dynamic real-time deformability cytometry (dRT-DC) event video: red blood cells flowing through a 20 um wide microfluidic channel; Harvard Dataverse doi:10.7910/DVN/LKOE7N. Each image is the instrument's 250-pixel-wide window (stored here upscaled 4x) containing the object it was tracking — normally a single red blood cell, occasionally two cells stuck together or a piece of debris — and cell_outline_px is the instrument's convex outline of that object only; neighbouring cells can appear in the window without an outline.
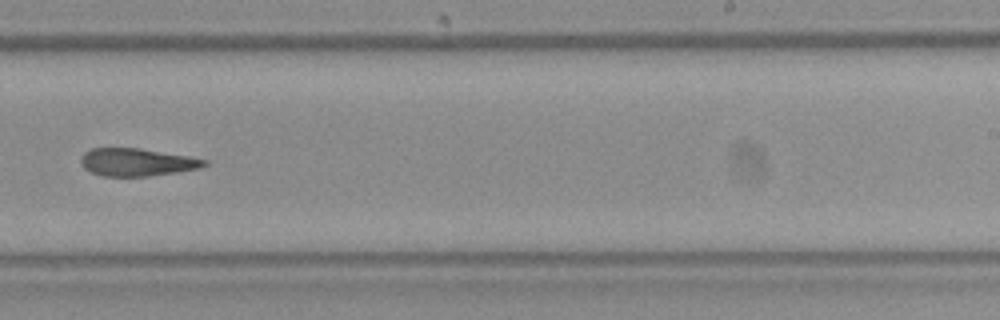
{"species": "Egyptian fruit bat (a non-hibernating species)", "species_latin": "Rousettus aegyptiacus", "temperature_condition": "room temperature", "stored_images_in_passage": 9, "camera_frame_rate_fps": 3000, "um_per_image_px": 0.085, "frame": {"image": 1, "passage_image": 8, "time_ms": 2.333, "image_size_px": [1000, 320], "cell_outline_px": [[208, 164], [200, 168], [176, 172], [148, 176], [100, 176], [84, 168], [80, 160], [80, 156], [84, 152], [92, 148], [140, 148], [188, 156], [208, 160]], "centroid_in_image_um": [11.62, 13.78], "position_along_channel_um": 277.4, "area_um2": 19.94}}
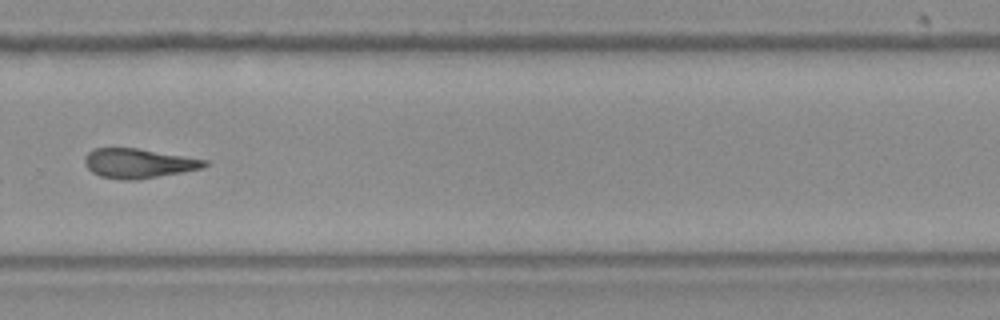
{"frame": {"image": 2, "passage_image": 9, "time_ms": 2.667, "image_size_px": [1000, 320], "cell_outline_px": [[208, 164], [204, 168], [184, 172], [140, 180], [124, 180], [100, 176], [92, 172], [84, 164], [84, 156], [88, 152], [96, 148], [136, 148], [208, 160]], "centroid_in_image_um": [11.78, 13.89], "position_along_channel_um": 318.0, "area_um2": 20.75}}